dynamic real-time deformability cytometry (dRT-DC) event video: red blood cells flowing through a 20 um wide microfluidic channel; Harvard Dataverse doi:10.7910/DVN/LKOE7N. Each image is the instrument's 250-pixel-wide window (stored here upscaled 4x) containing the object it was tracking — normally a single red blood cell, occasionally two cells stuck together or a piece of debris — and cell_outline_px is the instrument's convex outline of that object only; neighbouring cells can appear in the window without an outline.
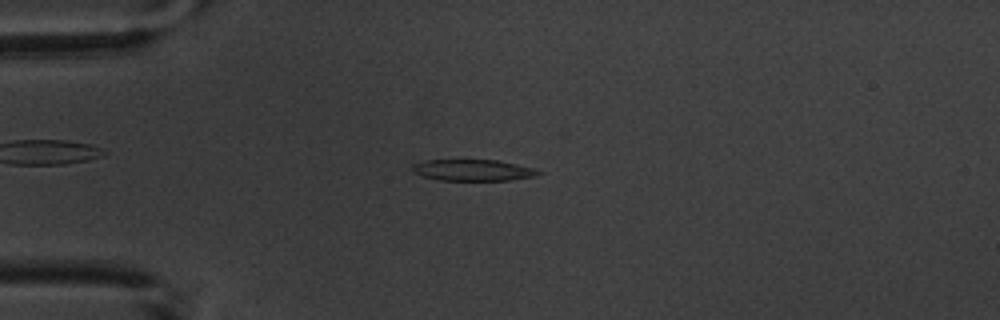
{"species": "common noctule bat (a hibernating species)", "species_latin": "Nyctalus noctula", "temperature_condition": "warm", "stored_images_in_passage": 4, "camera_frame_rate_fps": 3000, "um_per_image_px": 0.085, "animal": {"sex": "male", "body_mass_g": 20.1, "forearm_length_mm": 53.5}, "frame": {"image": 1, "passage_image": 4, "time_ms": 3.667, "image_size_px": [1000, 320], "cell_outline_px": [[540, 172], [536, 176], [508, 180], [440, 180], [424, 176], [412, 172], [412, 164], [424, 160], [496, 160], [536, 168]], "centroid_in_image_um": [40.18, 14.46], "position_along_channel_um": 44.8, "area_um2": 15.55}}